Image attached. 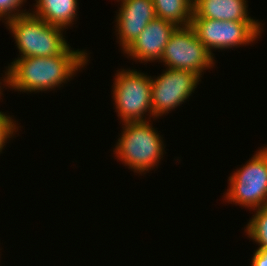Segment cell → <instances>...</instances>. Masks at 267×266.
<instances>
[{
  "mask_svg": "<svg viewBox=\"0 0 267 266\" xmlns=\"http://www.w3.org/2000/svg\"><path fill=\"white\" fill-rule=\"evenodd\" d=\"M157 18L176 26H188L193 16V0H153Z\"/></svg>",
  "mask_w": 267,
  "mask_h": 266,
  "instance_id": "4fadbf2b",
  "label": "cell"
},
{
  "mask_svg": "<svg viewBox=\"0 0 267 266\" xmlns=\"http://www.w3.org/2000/svg\"><path fill=\"white\" fill-rule=\"evenodd\" d=\"M254 210L257 211L249 220L245 231L249 238L260 245L258 249H267V206Z\"/></svg>",
  "mask_w": 267,
  "mask_h": 266,
  "instance_id": "5bb4252c",
  "label": "cell"
},
{
  "mask_svg": "<svg viewBox=\"0 0 267 266\" xmlns=\"http://www.w3.org/2000/svg\"><path fill=\"white\" fill-rule=\"evenodd\" d=\"M198 39L213 55L211 49H227L246 45L259 38V22L219 21L192 17L191 24Z\"/></svg>",
  "mask_w": 267,
  "mask_h": 266,
  "instance_id": "52a82bcc",
  "label": "cell"
},
{
  "mask_svg": "<svg viewBox=\"0 0 267 266\" xmlns=\"http://www.w3.org/2000/svg\"><path fill=\"white\" fill-rule=\"evenodd\" d=\"M87 57L86 52L68 46L54 56L17 58L8 66L4 84L20 92L47 91L71 79L75 71L87 64Z\"/></svg>",
  "mask_w": 267,
  "mask_h": 266,
  "instance_id": "6da1fadb",
  "label": "cell"
},
{
  "mask_svg": "<svg viewBox=\"0 0 267 266\" xmlns=\"http://www.w3.org/2000/svg\"><path fill=\"white\" fill-rule=\"evenodd\" d=\"M10 116L0 111V152L8 138H11L17 126ZM11 136V137H10Z\"/></svg>",
  "mask_w": 267,
  "mask_h": 266,
  "instance_id": "2e32d148",
  "label": "cell"
},
{
  "mask_svg": "<svg viewBox=\"0 0 267 266\" xmlns=\"http://www.w3.org/2000/svg\"><path fill=\"white\" fill-rule=\"evenodd\" d=\"M21 56L49 57L61 54L68 46L63 28L48 24L33 13H25L6 21Z\"/></svg>",
  "mask_w": 267,
  "mask_h": 266,
  "instance_id": "7a4b0ae2",
  "label": "cell"
},
{
  "mask_svg": "<svg viewBox=\"0 0 267 266\" xmlns=\"http://www.w3.org/2000/svg\"><path fill=\"white\" fill-rule=\"evenodd\" d=\"M23 1L25 2L26 0H0V20L5 17L4 20L9 21L22 14L28 13L24 11L21 12V10L19 12L18 8L21 7L20 5L23 4Z\"/></svg>",
  "mask_w": 267,
  "mask_h": 266,
  "instance_id": "9a60e30c",
  "label": "cell"
},
{
  "mask_svg": "<svg viewBox=\"0 0 267 266\" xmlns=\"http://www.w3.org/2000/svg\"><path fill=\"white\" fill-rule=\"evenodd\" d=\"M116 17L117 34L124 51L133 43L151 20L156 18L153 0H121Z\"/></svg>",
  "mask_w": 267,
  "mask_h": 266,
  "instance_id": "9c48e42d",
  "label": "cell"
},
{
  "mask_svg": "<svg viewBox=\"0 0 267 266\" xmlns=\"http://www.w3.org/2000/svg\"><path fill=\"white\" fill-rule=\"evenodd\" d=\"M177 26L164 19L151 20L138 38L131 43L124 53L133 59L145 61L161 60L164 48Z\"/></svg>",
  "mask_w": 267,
  "mask_h": 266,
  "instance_id": "30bf717a",
  "label": "cell"
},
{
  "mask_svg": "<svg viewBox=\"0 0 267 266\" xmlns=\"http://www.w3.org/2000/svg\"><path fill=\"white\" fill-rule=\"evenodd\" d=\"M213 55L203 45L191 25L177 26L161 56L172 69L190 70L201 76L206 68H213ZM213 64V65H212Z\"/></svg>",
  "mask_w": 267,
  "mask_h": 266,
  "instance_id": "8992f818",
  "label": "cell"
},
{
  "mask_svg": "<svg viewBox=\"0 0 267 266\" xmlns=\"http://www.w3.org/2000/svg\"><path fill=\"white\" fill-rule=\"evenodd\" d=\"M167 69L156 79L151 78L154 117L162 116L185 102L194 92L200 79L197 73L190 70Z\"/></svg>",
  "mask_w": 267,
  "mask_h": 266,
  "instance_id": "ba28073f",
  "label": "cell"
},
{
  "mask_svg": "<svg viewBox=\"0 0 267 266\" xmlns=\"http://www.w3.org/2000/svg\"><path fill=\"white\" fill-rule=\"evenodd\" d=\"M251 263V266H267V249H257Z\"/></svg>",
  "mask_w": 267,
  "mask_h": 266,
  "instance_id": "e0dca14e",
  "label": "cell"
},
{
  "mask_svg": "<svg viewBox=\"0 0 267 266\" xmlns=\"http://www.w3.org/2000/svg\"><path fill=\"white\" fill-rule=\"evenodd\" d=\"M77 4V0H37L33 14L48 24L66 29L77 15Z\"/></svg>",
  "mask_w": 267,
  "mask_h": 266,
  "instance_id": "7c38bea8",
  "label": "cell"
},
{
  "mask_svg": "<svg viewBox=\"0 0 267 266\" xmlns=\"http://www.w3.org/2000/svg\"><path fill=\"white\" fill-rule=\"evenodd\" d=\"M148 121L125 122L114 152L134 172H145L163 157L161 136ZM162 156V157H161Z\"/></svg>",
  "mask_w": 267,
  "mask_h": 266,
  "instance_id": "3957f363",
  "label": "cell"
},
{
  "mask_svg": "<svg viewBox=\"0 0 267 266\" xmlns=\"http://www.w3.org/2000/svg\"><path fill=\"white\" fill-rule=\"evenodd\" d=\"M246 0H193V16L219 21L257 22L247 14Z\"/></svg>",
  "mask_w": 267,
  "mask_h": 266,
  "instance_id": "8fae6325",
  "label": "cell"
},
{
  "mask_svg": "<svg viewBox=\"0 0 267 266\" xmlns=\"http://www.w3.org/2000/svg\"><path fill=\"white\" fill-rule=\"evenodd\" d=\"M151 76L136 70H122L115 76L113 98L120 119L125 122L146 121V112L152 114Z\"/></svg>",
  "mask_w": 267,
  "mask_h": 266,
  "instance_id": "5b68a950",
  "label": "cell"
},
{
  "mask_svg": "<svg viewBox=\"0 0 267 266\" xmlns=\"http://www.w3.org/2000/svg\"><path fill=\"white\" fill-rule=\"evenodd\" d=\"M229 177L225 199L250 209L267 206V146Z\"/></svg>",
  "mask_w": 267,
  "mask_h": 266,
  "instance_id": "277c9868",
  "label": "cell"
}]
</instances>
